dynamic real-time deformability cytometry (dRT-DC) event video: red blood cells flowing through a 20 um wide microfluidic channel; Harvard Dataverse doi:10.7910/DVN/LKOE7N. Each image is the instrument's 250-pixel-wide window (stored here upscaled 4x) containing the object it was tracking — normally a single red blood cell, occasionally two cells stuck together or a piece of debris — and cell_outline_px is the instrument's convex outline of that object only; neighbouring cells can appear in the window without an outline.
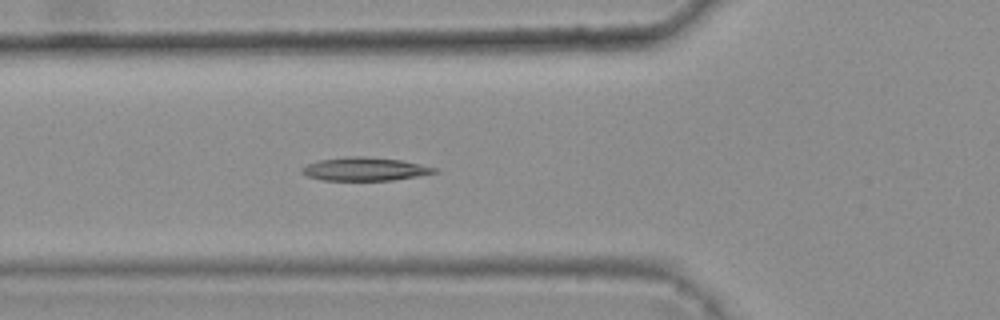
{"species": "common noctule bat (a hibernating species)", "species_latin": "Nyctalus noctula", "temperature_condition": "warm", "stored_images_in_passage": 41, "camera_frame_rate_fps": 3000, "um_per_image_px": 0.085, "animal": {"sex": "female", "body_mass_g": 25.1}, "frame": {"image": 1, "passage_image": 17, "time_ms": 5.333, "image_size_px": [1000, 320], "cell_outline_px": [[440, 172], [392, 180], [320, 180], [308, 176], [300, 172], [300, 168], [308, 164], [320, 160], [344, 156], [364, 156], [400, 160], [436, 168]], "centroid_in_image_um": [30.96, 14.37], "position_along_channel_um": 94.8, "area_um2": 17.92}, "authors_computed_cell_mechanics": {"area_um2": 17.6868, "velocity_mm_per_s": 3.7745, "shape_relaxation_time_tau1_ms": null, "shape_relaxation_time_tau2_ms": 4.8074, "deformation_change_tau1": null, "deformation_change_tau2": 0.1244}}